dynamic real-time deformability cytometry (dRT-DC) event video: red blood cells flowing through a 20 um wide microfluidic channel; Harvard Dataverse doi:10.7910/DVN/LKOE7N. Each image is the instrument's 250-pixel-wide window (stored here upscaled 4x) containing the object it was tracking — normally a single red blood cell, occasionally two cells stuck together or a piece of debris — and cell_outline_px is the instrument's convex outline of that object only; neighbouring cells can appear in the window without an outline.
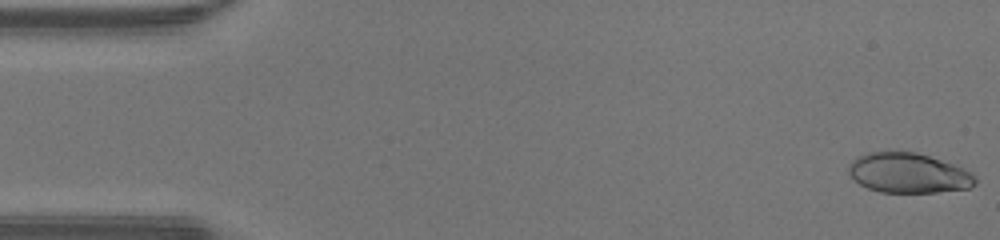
{"species": "human", "species_latin": "Homo sapiens", "temperature_condition": "warm", "stored_images_in_passage": 47, "camera_frame_rate_fps": 3000, "um_per_image_px": 0.085, "donor": {"sex": "male"}, "frame": {"image": 1, "passage_image": 1, "time_ms": 0.0, "image_size_px": [1000, 240], "cell_outline_px": [[976, 184], [968, 188], [936, 192], [880, 192], [868, 188], [860, 184], [848, 172], [848, 164], [852, 160], [868, 152], [916, 152], [964, 168], [972, 172], [976, 176]], "centroid_in_image_um": [77.23, 14.71], "position_along_channel_um": 7.8, "area_um2": 29.25}}
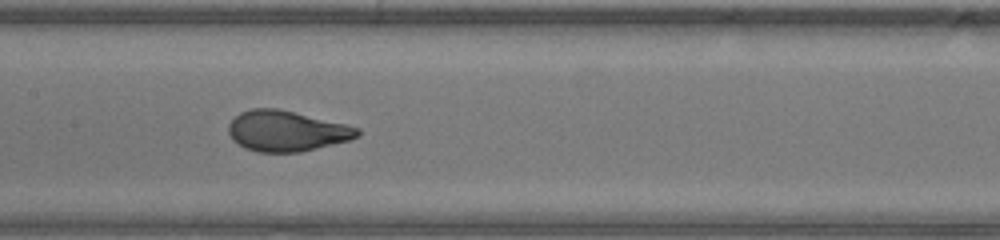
{"frame": {"image": 2, "passage_image": 23, "time_ms": 7.333, "image_size_px": [1000, 240], "cell_outline_px": [[360, 136], [348, 140], [300, 152], [256, 152], [244, 148], [232, 140], [228, 132], [228, 124], [240, 112], [252, 108], [280, 108], [360, 128]], "centroid_in_image_um": [24.32, 11.13], "position_along_channel_um": 183.1, "area_um2": 30.52}}
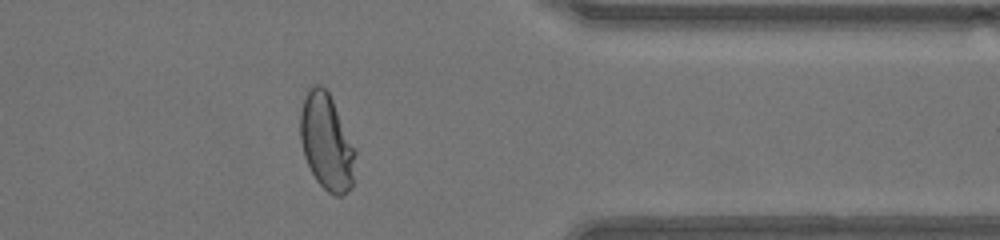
{"frame": {"image": 3, "passage_image": 38, "time_ms": 12.333, "image_size_px": [1000, 240], "cell_outline_px": [[356, 152], [352, 188], [340, 196], [336, 196], [328, 192], [316, 180], [304, 156], [300, 140], [300, 112], [304, 96], [308, 88], [312, 84], [320, 84], [328, 92], [356, 148]], "centroid_in_image_um": [27.76, 12.07], "position_along_channel_um": 383.6, "area_um2": 31.04}, "authors_computed_cell_mechanics": {"area_um2": 30.5184, "velocity_mm_per_s": 4.3317, "shape_relaxation_time_tau1_ms": 5.4731, "shape_relaxation_time_tau2_ms": null, "deformation_change_tau1": 0.247, "deformation_change_tau2": null}}